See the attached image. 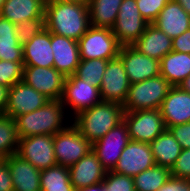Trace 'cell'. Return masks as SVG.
I'll return each mask as SVG.
<instances>
[{
    "mask_svg": "<svg viewBox=\"0 0 190 191\" xmlns=\"http://www.w3.org/2000/svg\"><path fill=\"white\" fill-rule=\"evenodd\" d=\"M101 191H107V188L103 182H101Z\"/></svg>",
    "mask_w": 190,
    "mask_h": 191,
    "instance_id": "obj_47",
    "label": "cell"
},
{
    "mask_svg": "<svg viewBox=\"0 0 190 191\" xmlns=\"http://www.w3.org/2000/svg\"><path fill=\"white\" fill-rule=\"evenodd\" d=\"M148 25L140 14L136 0H123L111 30L121 46L133 45Z\"/></svg>",
    "mask_w": 190,
    "mask_h": 191,
    "instance_id": "obj_8",
    "label": "cell"
},
{
    "mask_svg": "<svg viewBox=\"0 0 190 191\" xmlns=\"http://www.w3.org/2000/svg\"><path fill=\"white\" fill-rule=\"evenodd\" d=\"M0 191H14L12 177L6 161L0 164Z\"/></svg>",
    "mask_w": 190,
    "mask_h": 191,
    "instance_id": "obj_41",
    "label": "cell"
},
{
    "mask_svg": "<svg viewBox=\"0 0 190 191\" xmlns=\"http://www.w3.org/2000/svg\"><path fill=\"white\" fill-rule=\"evenodd\" d=\"M12 177L14 191H41L40 170L17 154L5 158Z\"/></svg>",
    "mask_w": 190,
    "mask_h": 191,
    "instance_id": "obj_20",
    "label": "cell"
},
{
    "mask_svg": "<svg viewBox=\"0 0 190 191\" xmlns=\"http://www.w3.org/2000/svg\"><path fill=\"white\" fill-rule=\"evenodd\" d=\"M130 140L128 127L123 120L105 136L94 142L92 144V151L97 155L106 171H113L123 149Z\"/></svg>",
    "mask_w": 190,
    "mask_h": 191,
    "instance_id": "obj_10",
    "label": "cell"
},
{
    "mask_svg": "<svg viewBox=\"0 0 190 191\" xmlns=\"http://www.w3.org/2000/svg\"><path fill=\"white\" fill-rule=\"evenodd\" d=\"M50 100L24 81L15 83L8 91L4 114L12 119L43 107Z\"/></svg>",
    "mask_w": 190,
    "mask_h": 191,
    "instance_id": "obj_13",
    "label": "cell"
},
{
    "mask_svg": "<svg viewBox=\"0 0 190 191\" xmlns=\"http://www.w3.org/2000/svg\"><path fill=\"white\" fill-rule=\"evenodd\" d=\"M16 154L40 171L57 165L53 135L19 138Z\"/></svg>",
    "mask_w": 190,
    "mask_h": 191,
    "instance_id": "obj_11",
    "label": "cell"
},
{
    "mask_svg": "<svg viewBox=\"0 0 190 191\" xmlns=\"http://www.w3.org/2000/svg\"><path fill=\"white\" fill-rule=\"evenodd\" d=\"M23 68V62L0 60V85L10 88L15 83L22 81Z\"/></svg>",
    "mask_w": 190,
    "mask_h": 191,
    "instance_id": "obj_33",
    "label": "cell"
},
{
    "mask_svg": "<svg viewBox=\"0 0 190 191\" xmlns=\"http://www.w3.org/2000/svg\"><path fill=\"white\" fill-rule=\"evenodd\" d=\"M66 108L61 100H50L37 110L18 116L15 119L18 138L35 135H54L68 125L65 121Z\"/></svg>",
    "mask_w": 190,
    "mask_h": 191,
    "instance_id": "obj_3",
    "label": "cell"
},
{
    "mask_svg": "<svg viewBox=\"0 0 190 191\" xmlns=\"http://www.w3.org/2000/svg\"><path fill=\"white\" fill-rule=\"evenodd\" d=\"M80 60L105 59L118 57L121 45L110 28L90 26L78 40Z\"/></svg>",
    "mask_w": 190,
    "mask_h": 191,
    "instance_id": "obj_5",
    "label": "cell"
},
{
    "mask_svg": "<svg viewBox=\"0 0 190 191\" xmlns=\"http://www.w3.org/2000/svg\"><path fill=\"white\" fill-rule=\"evenodd\" d=\"M5 1H6V0H0V12H1V10H2V7H3V4H4Z\"/></svg>",
    "mask_w": 190,
    "mask_h": 191,
    "instance_id": "obj_48",
    "label": "cell"
},
{
    "mask_svg": "<svg viewBox=\"0 0 190 191\" xmlns=\"http://www.w3.org/2000/svg\"><path fill=\"white\" fill-rule=\"evenodd\" d=\"M66 77L54 67L24 66L22 81L49 100H61Z\"/></svg>",
    "mask_w": 190,
    "mask_h": 191,
    "instance_id": "obj_12",
    "label": "cell"
},
{
    "mask_svg": "<svg viewBox=\"0 0 190 191\" xmlns=\"http://www.w3.org/2000/svg\"><path fill=\"white\" fill-rule=\"evenodd\" d=\"M58 1H70L74 3L85 4V5H89V2H90V0H58Z\"/></svg>",
    "mask_w": 190,
    "mask_h": 191,
    "instance_id": "obj_46",
    "label": "cell"
},
{
    "mask_svg": "<svg viewBox=\"0 0 190 191\" xmlns=\"http://www.w3.org/2000/svg\"><path fill=\"white\" fill-rule=\"evenodd\" d=\"M123 105L102 101L81 111L72 119V124L91 144L105 136L123 121Z\"/></svg>",
    "mask_w": 190,
    "mask_h": 191,
    "instance_id": "obj_2",
    "label": "cell"
},
{
    "mask_svg": "<svg viewBox=\"0 0 190 191\" xmlns=\"http://www.w3.org/2000/svg\"><path fill=\"white\" fill-rule=\"evenodd\" d=\"M178 87L184 91V92H187V93H190V75L185 78L179 85Z\"/></svg>",
    "mask_w": 190,
    "mask_h": 191,
    "instance_id": "obj_43",
    "label": "cell"
},
{
    "mask_svg": "<svg viewBox=\"0 0 190 191\" xmlns=\"http://www.w3.org/2000/svg\"><path fill=\"white\" fill-rule=\"evenodd\" d=\"M46 0H6L0 15L15 25L45 15Z\"/></svg>",
    "mask_w": 190,
    "mask_h": 191,
    "instance_id": "obj_24",
    "label": "cell"
},
{
    "mask_svg": "<svg viewBox=\"0 0 190 191\" xmlns=\"http://www.w3.org/2000/svg\"><path fill=\"white\" fill-rule=\"evenodd\" d=\"M170 0H136L141 16L152 24Z\"/></svg>",
    "mask_w": 190,
    "mask_h": 191,
    "instance_id": "obj_36",
    "label": "cell"
},
{
    "mask_svg": "<svg viewBox=\"0 0 190 191\" xmlns=\"http://www.w3.org/2000/svg\"><path fill=\"white\" fill-rule=\"evenodd\" d=\"M107 191H135L133 177L107 171L103 181Z\"/></svg>",
    "mask_w": 190,
    "mask_h": 191,
    "instance_id": "obj_35",
    "label": "cell"
},
{
    "mask_svg": "<svg viewBox=\"0 0 190 191\" xmlns=\"http://www.w3.org/2000/svg\"><path fill=\"white\" fill-rule=\"evenodd\" d=\"M107 63L108 60L105 59L80 60L74 75L89 85L100 88Z\"/></svg>",
    "mask_w": 190,
    "mask_h": 191,
    "instance_id": "obj_32",
    "label": "cell"
},
{
    "mask_svg": "<svg viewBox=\"0 0 190 191\" xmlns=\"http://www.w3.org/2000/svg\"><path fill=\"white\" fill-rule=\"evenodd\" d=\"M132 46L140 53L160 61L172 51V39L153 24H149Z\"/></svg>",
    "mask_w": 190,
    "mask_h": 191,
    "instance_id": "obj_23",
    "label": "cell"
},
{
    "mask_svg": "<svg viewBox=\"0 0 190 191\" xmlns=\"http://www.w3.org/2000/svg\"><path fill=\"white\" fill-rule=\"evenodd\" d=\"M53 143L57 165L68 168L92 150V144L72 123L53 135Z\"/></svg>",
    "mask_w": 190,
    "mask_h": 191,
    "instance_id": "obj_6",
    "label": "cell"
},
{
    "mask_svg": "<svg viewBox=\"0 0 190 191\" xmlns=\"http://www.w3.org/2000/svg\"><path fill=\"white\" fill-rule=\"evenodd\" d=\"M168 130L179 142L182 149L190 148V122L169 127Z\"/></svg>",
    "mask_w": 190,
    "mask_h": 191,
    "instance_id": "obj_38",
    "label": "cell"
},
{
    "mask_svg": "<svg viewBox=\"0 0 190 191\" xmlns=\"http://www.w3.org/2000/svg\"><path fill=\"white\" fill-rule=\"evenodd\" d=\"M152 24L174 39L190 28V15L182 9L179 3L170 0Z\"/></svg>",
    "mask_w": 190,
    "mask_h": 191,
    "instance_id": "obj_21",
    "label": "cell"
},
{
    "mask_svg": "<svg viewBox=\"0 0 190 191\" xmlns=\"http://www.w3.org/2000/svg\"><path fill=\"white\" fill-rule=\"evenodd\" d=\"M171 177L170 168L155 165L133 177L135 191H157Z\"/></svg>",
    "mask_w": 190,
    "mask_h": 191,
    "instance_id": "obj_30",
    "label": "cell"
},
{
    "mask_svg": "<svg viewBox=\"0 0 190 191\" xmlns=\"http://www.w3.org/2000/svg\"><path fill=\"white\" fill-rule=\"evenodd\" d=\"M45 25L51 33L78 41L90 27L88 5L46 0Z\"/></svg>",
    "mask_w": 190,
    "mask_h": 191,
    "instance_id": "obj_1",
    "label": "cell"
},
{
    "mask_svg": "<svg viewBox=\"0 0 190 191\" xmlns=\"http://www.w3.org/2000/svg\"><path fill=\"white\" fill-rule=\"evenodd\" d=\"M118 57L124 64L130 84L160 75V61L140 53L132 45L121 46Z\"/></svg>",
    "mask_w": 190,
    "mask_h": 191,
    "instance_id": "obj_16",
    "label": "cell"
},
{
    "mask_svg": "<svg viewBox=\"0 0 190 191\" xmlns=\"http://www.w3.org/2000/svg\"><path fill=\"white\" fill-rule=\"evenodd\" d=\"M172 51L190 54V28L172 39Z\"/></svg>",
    "mask_w": 190,
    "mask_h": 191,
    "instance_id": "obj_40",
    "label": "cell"
},
{
    "mask_svg": "<svg viewBox=\"0 0 190 191\" xmlns=\"http://www.w3.org/2000/svg\"><path fill=\"white\" fill-rule=\"evenodd\" d=\"M157 191H190V180L171 176Z\"/></svg>",
    "mask_w": 190,
    "mask_h": 191,
    "instance_id": "obj_39",
    "label": "cell"
},
{
    "mask_svg": "<svg viewBox=\"0 0 190 191\" xmlns=\"http://www.w3.org/2000/svg\"><path fill=\"white\" fill-rule=\"evenodd\" d=\"M8 91V87L0 85V114L5 112L8 103Z\"/></svg>",
    "mask_w": 190,
    "mask_h": 191,
    "instance_id": "obj_42",
    "label": "cell"
},
{
    "mask_svg": "<svg viewBox=\"0 0 190 191\" xmlns=\"http://www.w3.org/2000/svg\"><path fill=\"white\" fill-rule=\"evenodd\" d=\"M61 101L64 107L67 106L73 110V118L81 111L87 110L103 100L98 87L89 85L73 74L65 79Z\"/></svg>",
    "mask_w": 190,
    "mask_h": 191,
    "instance_id": "obj_9",
    "label": "cell"
},
{
    "mask_svg": "<svg viewBox=\"0 0 190 191\" xmlns=\"http://www.w3.org/2000/svg\"><path fill=\"white\" fill-rule=\"evenodd\" d=\"M18 143L15 120L5 114H0V154L5 158L16 154Z\"/></svg>",
    "mask_w": 190,
    "mask_h": 191,
    "instance_id": "obj_31",
    "label": "cell"
},
{
    "mask_svg": "<svg viewBox=\"0 0 190 191\" xmlns=\"http://www.w3.org/2000/svg\"><path fill=\"white\" fill-rule=\"evenodd\" d=\"M150 143L132 141L123 149L114 172L134 177L155 166Z\"/></svg>",
    "mask_w": 190,
    "mask_h": 191,
    "instance_id": "obj_15",
    "label": "cell"
},
{
    "mask_svg": "<svg viewBox=\"0 0 190 191\" xmlns=\"http://www.w3.org/2000/svg\"><path fill=\"white\" fill-rule=\"evenodd\" d=\"M0 60L23 62V46L16 36V25L0 15Z\"/></svg>",
    "mask_w": 190,
    "mask_h": 191,
    "instance_id": "obj_27",
    "label": "cell"
},
{
    "mask_svg": "<svg viewBox=\"0 0 190 191\" xmlns=\"http://www.w3.org/2000/svg\"><path fill=\"white\" fill-rule=\"evenodd\" d=\"M44 29H46L45 15L38 19L26 20L16 24V36L18 41L23 45Z\"/></svg>",
    "mask_w": 190,
    "mask_h": 191,
    "instance_id": "obj_34",
    "label": "cell"
},
{
    "mask_svg": "<svg viewBox=\"0 0 190 191\" xmlns=\"http://www.w3.org/2000/svg\"><path fill=\"white\" fill-rule=\"evenodd\" d=\"M129 87L130 82L122 60L119 57L109 60L99 88L102 100L123 105Z\"/></svg>",
    "mask_w": 190,
    "mask_h": 191,
    "instance_id": "obj_14",
    "label": "cell"
},
{
    "mask_svg": "<svg viewBox=\"0 0 190 191\" xmlns=\"http://www.w3.org/2000/svg\"><path fill=\"white\" fill-rule=\"evenodd\" d=\"M123 0H90V26L112 28Z\"/></svg>",
    "mask_w": 190,
    "mask_h": 191,
    "instance_id": "obj_28",
    "label": "cell"
},
{
    "mask_svg": "<svg viewBox=\"0 0 190 191\" xmlns=\"http://www.w3.org/2000/svg\"><path fill=\"white\" fill-rule=\"evenodd\" d=\"M155 164L172 168L181 154L182 147L172 133L166 129L150 143Z\"/></svg>",
    "mask_w": 190,
    "mask_h": 191,
    "instance_id": "obj_26",
    "label": "cell"
},
{
    "mask_svg": "<svg viewBox=\"0 0 190 191\" xmlns=\"http://www.w3.org/2000/svg\"><path fill=\"white\" fill-rule=\"evenodd\" d=\"M5 161V157L0 154V164Z\"/></svg>",
    "mask_w": 190,
    "mask_h": 191,
    "instance_id": "obj_49",
    "label": "cell"
},
{
    "mask_svg": "<svg viewBox=\"0 0 190 191\" xmlns=\"http://www.w3.org/2000/svg\"><path fill=\"white\" fill-rule=\"evenodd\" d=\"M41 191H76L68 167L56 165L40 172Z\"/></svg>",
    "mask_w": 190,
    "mask_h": 191,
    "instance_id": "obj_29",
    "label": "cell"
},
{
    "mask_svg": "<svg viewBox=\"0 0 190 191\" xmlns=\"http://www.w3.org/2000/svg\"><path fill=\"white\" fill-rule=\"evenodd\" d=\"M24 66L53 67L51 32L44 29L23 45Z\"/></svg>",
    "mask_w": 190,
    "mask_h": 191,
    "instance_id": "obj_22",
    "label": "cell"
},
{
    "mask_svg": "<svg viewBox=\"0 0 190 191\" xmlns=\"http://www.w3.org/2000/svg\"><path fill=\"white\" fill-rule=\"evenodd\" d=\"M76 191H101V183L91 185L88 187H82L77 189Z\"/></svg>",
    "mask_w": 190,
    "mask_h": 191,
    "instance_id": "obj_45",
    "label": "cell"
},
{
    "mask_svg": "<svg viewBox=\"0 0 190 191\" xmlns=\"http://www.w3.org/2000/svg\"><path fill=\"white\" fill-rule=\"evenodd\" d=\"M166 129L190 122V93L178 86L170 89L160 108Z\"/></svg>",
    "mask_w": 190,
    "mask_h": 191,
    "instance_id": "obj_17",
    "label": "cell"
},
{
    "mask_svg": "<svg viewBox=\"0 0 190 191\" xmlns=\"http://www.w3.org/2000/svg\"><path fill=\"white\" fill-rule=\"evenodd\" d=\"M68 170L75 190L103 182L107 172L92 150Z\"/></svg>",
    "mask_w": 190,
    "mask_h": 191,
    "instance_id": "obj_19",
    "label": "cell"
},
{
    "mask_svg": "<svg viewBox=\"0 0 190 191\" xmlns=\"http://www.w3.org/2000/svg\"><path fill=\"white\" fill-rule=\"evenodd\" d=\"M180 4L182 9L190 15V0H173Z\"/></svg>",
    "mask_w": 190,
    "mask_h": 191,
    "instance_id": "obj_44",
    "label": "cell"
},
{
    "mask_svg": "<svg viewBox=\"0 0 190 191\" xmlns=\"http://www.w3.org/2000/svg\"><path fill=\"white\" fill-rule=\"evenodd\" d=\"M123 120L132 141L151 143L166 130L159 109L124 112Z\"/></svg>",
    "mask_w": 190,
    "mask_h": 191,
    "instance_id": "obj_7",
    "label": "cell"
},
{
    "mask_svg": "<svg viewBox=\"0 0 190 191\" xmlns=\"http://www.w3.org/2000/svg\"><path fill=\"white\" fill-rule=\"evenodd\" d=\"M172 87L161 75L130 84L126 101L123 104L124 112L159 109Z\"/></svg>",
    "mask_w": 190,
    "mask_h": 191,
    "instance_id": "obj_4",
    "label": "cell"
},
{
    "mask_svg": "<svg viewBox=\"0 0 190 191\" xmlns=\"http://www.w3.org/2000/svg\"><path fill=\"white\" fill-rule=\"evenodd\" d=\"M160 75L174 87L190 75V54L171 51L160 60Z\"/></svg>",
    "mask_w": 190,
    "mask_h": 191,
    "instance_id": "obj_25",
    "label": "cell"
},
{
    "mask_svg": "<svg viewBox=\"0 0 190 191\" xmlns=\"http://www.w3.org/2000/svg\"><path fill=\"white\" fill-rule=\"evenodd\" d=\"M51 47L54 56L53 67L65 77L73 75L80 63L78 41L51 33Z\"/></svg>",
    "mask_w": 190,
    "mask_h": 191,
    "instance_id": "obj_18",
    "label": "cell"
},
{
    "mask_svg": "<svg viewBox=\"0 0 190 191\" xmlns=\"http://www.w3.org/2000/svg\"><path fill=\"white\" fill-rule=\"evenodd\" d=\"M171 176L190 180V148L182 149L175 164L170 169Z\"/></svg>",
    "mask_w": 190,
    "mask_h": 191,
    "instance_id": "obj_37",
    "label": "cell"
}]
</instances>
